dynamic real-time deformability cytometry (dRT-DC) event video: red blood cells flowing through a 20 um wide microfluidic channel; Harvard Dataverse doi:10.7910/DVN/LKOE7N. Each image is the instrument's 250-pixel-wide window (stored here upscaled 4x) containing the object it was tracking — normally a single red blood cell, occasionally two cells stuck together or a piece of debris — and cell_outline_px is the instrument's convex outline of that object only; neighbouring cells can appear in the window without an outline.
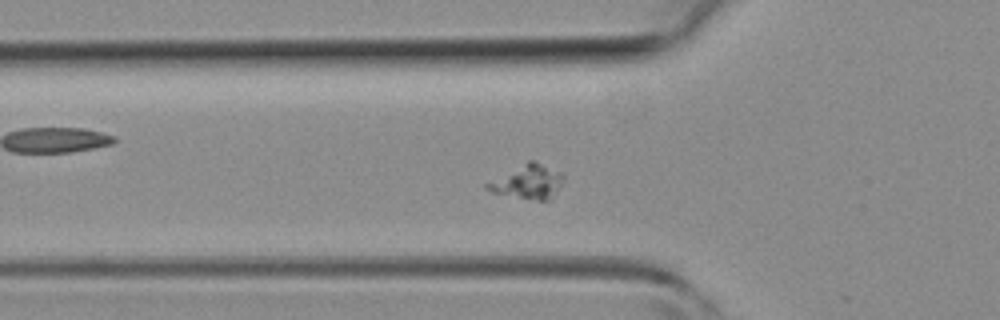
{"species": "common noctule bat (a hibernating species)", "species_latin": "Nyctalus noctula", "temperature_condition": "room temperature", "stored_images_in_passage": 42, "camera_frame_rate_fps": 3000, "um_per_image_px": 0.085, "animal": {"sex": "female", "body_mass_g": 19.3, "forearm_length_mm": 54.1}, "frame": {"image": 1, "passage_image": 11, "time_ms": 3.333, "image_size_px": [1000, 320], "cell_outline_px": [[564, 180], [560, 188], [552, 200], [536, 200], [492, 192], [484, 188], [484, 184], [528, 160], [536, 160], [564, 172]], "centroid_in_image_um": [44.94, 15.43], "position_along_channel_um": 80.9, "area_um2": 15.43}}
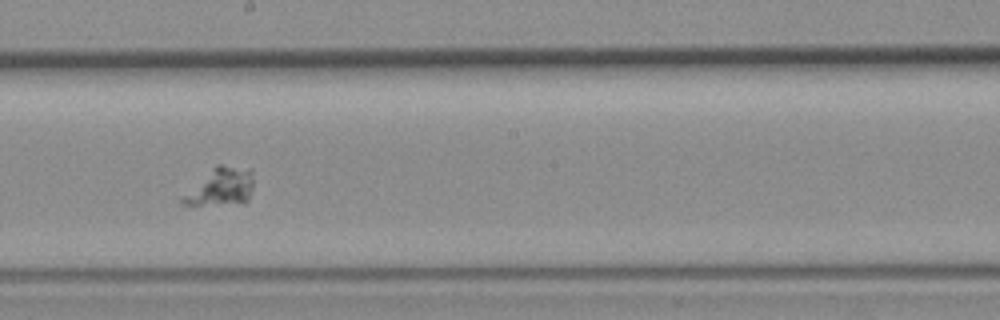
{"frame": {"image": 2, "passage_image": 21, "time_ms": 6.667, "image_size_px": [1000, 320], "cell_outline_px": [[252, 188], [248, 200], [200, 204], [180, 204], [180, 196], [216, 164], [220, 164], [252, 168]], "centroid_in_image_um": [18.74, 15.81], "position_along_channel_um": 229.5, "area_um2": 15.2}}
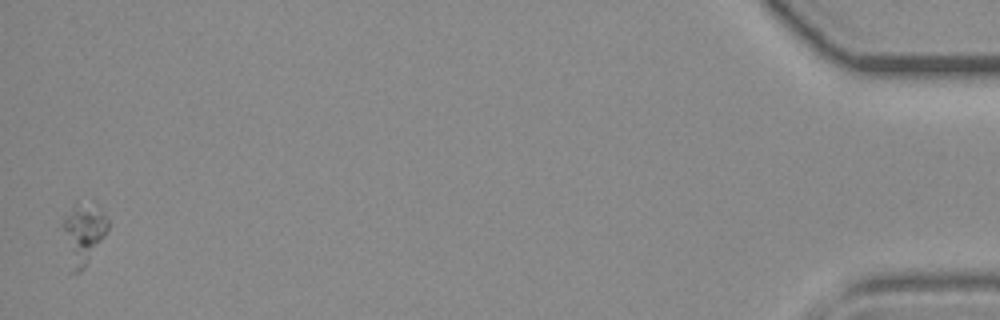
{"frame": {"image": 3, "passage_image": 41, "time_ms": 13.333, "image_size_px": [1000, 320], "cell_outline_px": [[108, 228], [104, 236], [84, 268], [80, 272], [72, 272], [60, 224], [76, 200], [96, 200], [108, 220]], "centroid_in_image_um": [7.08, 19.72], "position_along_channel_um": 428.1, "area_um2": 16.53}}